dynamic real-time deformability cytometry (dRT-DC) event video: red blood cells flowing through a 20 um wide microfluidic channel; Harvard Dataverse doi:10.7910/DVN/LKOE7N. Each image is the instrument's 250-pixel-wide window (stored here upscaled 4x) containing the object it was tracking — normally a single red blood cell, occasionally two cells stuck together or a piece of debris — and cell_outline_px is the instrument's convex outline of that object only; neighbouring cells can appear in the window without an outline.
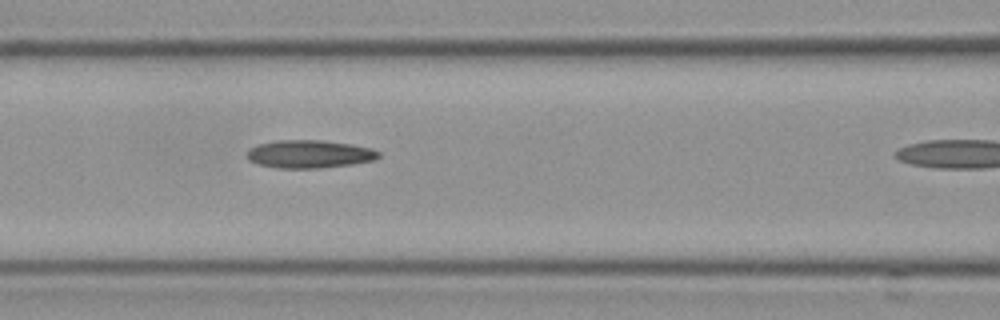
{"species": "Egyptian fruit bat (a non-hibernating species)", "species_latin": "Rousettus aegyptiacus", "temperature_condition": "cold", "stored_images_in_passage": 11, "camera_frame_rate_fps": 3000, "um_per_image_px": 0.085, "frame": {"image": 1, "passage_image": 10, "time_ms": 3.0, "image_size_px": [1000, 320], "cell_outline_px": [[380, 156], [376, 160], [352, 164], [316, 168], [280, 168], [260, 164], [248, 160], [248, 148], [256, 144], [276, 140], [320, 140], [352, 144], [372, 148], [380, 152]], "centroid_in_image_um": [26.31, 13.08], "position_along_channel_um": 140.3, "area_um2": 21.5}}